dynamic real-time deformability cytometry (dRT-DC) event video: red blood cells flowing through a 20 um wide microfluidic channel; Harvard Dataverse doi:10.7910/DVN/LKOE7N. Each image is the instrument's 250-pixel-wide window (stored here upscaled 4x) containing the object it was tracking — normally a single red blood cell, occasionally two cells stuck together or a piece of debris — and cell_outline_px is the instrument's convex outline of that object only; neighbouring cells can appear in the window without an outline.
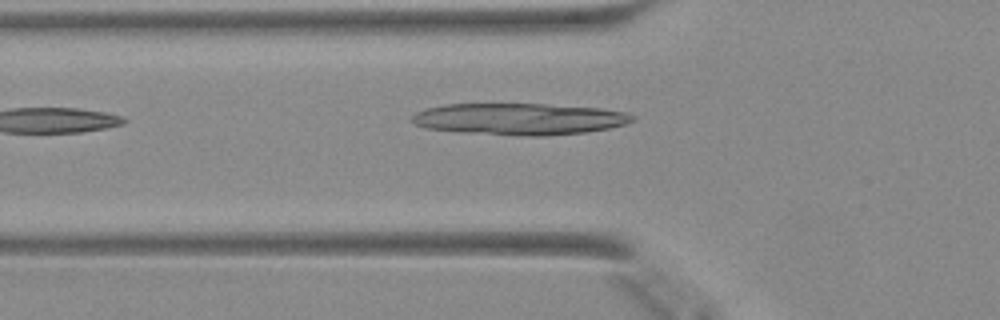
{"species": "Egyptian fruit bat (a non-hibernating species)", "species_latin": "Rousettus aegyptiacus", "temperature_condition": "warm", "stored_images_in_passage": 27, "camera_frame_rate_fps": 3000, "um_per_image_px": 0.085, "animal": {"sex": "female"}, "frame": {"image": 1, "passage_image": 2, "time_ms": 0.333, "image_size_px": [1000, 320], "cell_outline_px": [[636, 120], [628, 124], [588, 132], [540, 136], [528, 136], [460, 132], [428, 128], [416, 124], [412, 120], [412, 116], [416, 112], [424, 108], [444, 104], [544, 104], [600, 108], [628, 112], [636, 116]], "centroid_in_image_um": [44.21, 10.11], "position_along_channel_um": 81.6, "area_um2": 40.81}}
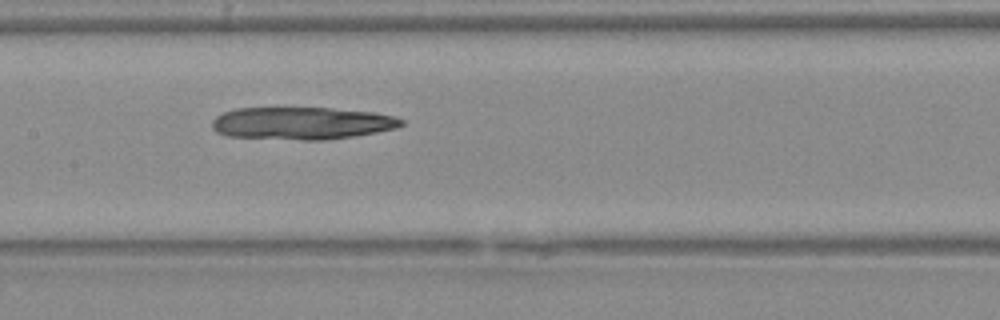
{"frame": {"image": 2, "passage_image": 9, "time_ms": 2.667, "image_size_px": [1000, 320], "cell_outline_px": [[404, 124], [396, 128], [376, 132], [352, 136], [324, 140], [300, 140], [228, 136], [216, 132], [212, 128], [212, 120], [216, 116], [224, 112], [236, 108], [328, 108], [372, 112], [396, 116], [404, 120]], "centroid_in_image_um": [25.65, 10.47], "position_along_channel_um": 181.8, "area_um2": 35.78}}
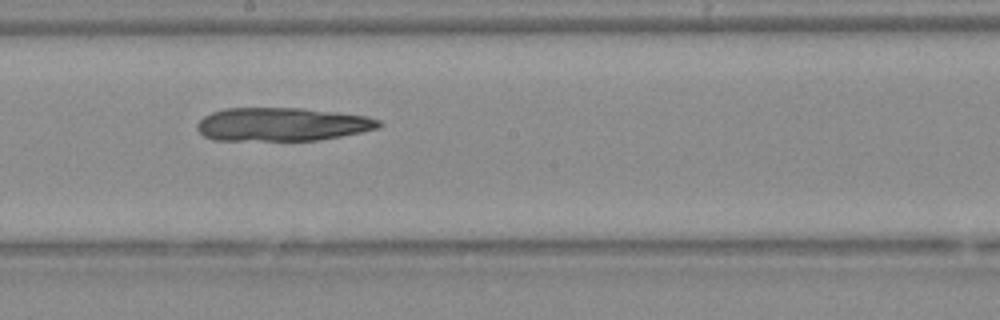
{"frame": {"image": 3, "passage_image": 12, "time_ms": 3.667, "image_size_px": [1000, 320], "cell_outline_px": [[384, 124], [380, 128], [320, 140], [212, 140], [204, 136], [196, 128], [196, 124], [204, 116], [212, 112], [224, 108], [304, 108], [368, 116], [380, 120]], "centroid_in_image_um": [23.98, 10.56], "position_along_channel_um": 224.2, "area_um2": 35.55}}